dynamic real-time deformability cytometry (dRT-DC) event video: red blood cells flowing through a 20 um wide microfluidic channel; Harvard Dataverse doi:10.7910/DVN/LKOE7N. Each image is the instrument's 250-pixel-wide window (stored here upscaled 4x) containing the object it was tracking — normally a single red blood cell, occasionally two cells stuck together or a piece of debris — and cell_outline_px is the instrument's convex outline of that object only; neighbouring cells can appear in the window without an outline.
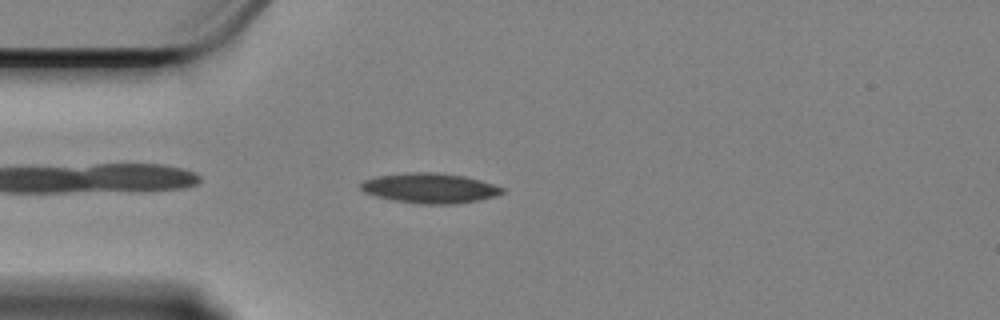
{"species": "Egyptian fruit bat (a non-hibernating species)", "species_latin": "Rousettus aegyptiacus", "temperature_condition": "cold", "stored_images_in_passage": 47, "camera_frame_rate_fps": 3000, "um_per_image_px": 0.085, "animal": {"sex": "female"}, "frame": {"image": 1, "passage_image": 3, "time_ms": 0.667, "image_size_px": [1000, 320], "cell_outline_px": [[504, 192], [496, 196], [480, 200], [452, 204], [420, 204], [392, 200], [376, 196], [364, 192], [360, 188], [360, 184], [364, 180], [376, 176], [412, 172], [432, 172], [464, 176], [480, 180], [504, 188]], "centroid_in_image_um": [36.53, 16.0], "position_along_channel_um": 48.5, "area_um2": 24.68}}
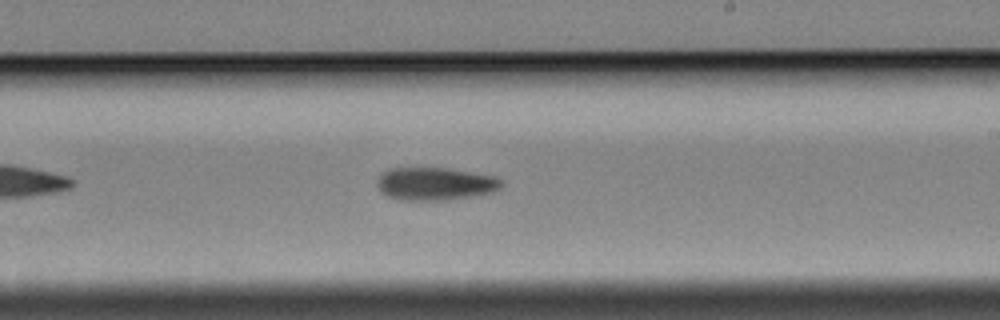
{"frame": {"image": 2, "passage_image": 22, "time_ms": 7.0, "image_size_px": [1000, 320], "cell_outline_px": [[504, 184], [500, 188], [492, 192], [472, 196], [448, 200], [400, 200], [388, 196], [380, 192], [376, 184], [380, 176], [388, 168], [448, 168], [496, 176], [504, 180]], "centroid_in_image_um": [37.01, 15.62], "position_along_channel_um": 252.0, "area_um2": 23.99}}
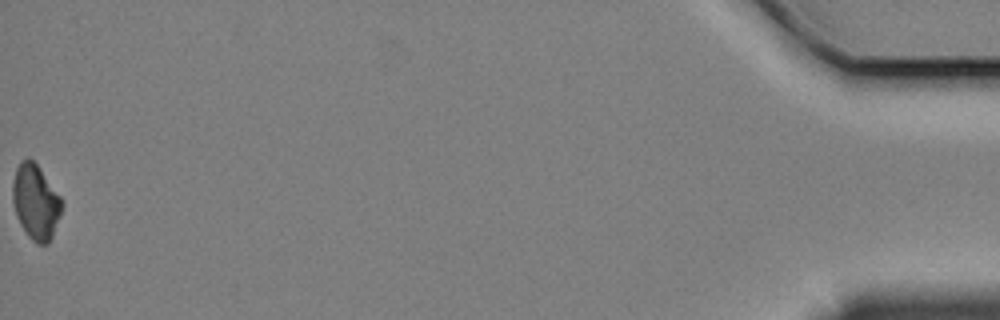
{"frame": {"image": 3, "passage_image": 47, "time_ms": 15.333, "image_size_px": [1000, 320], "cell_outline_px": [[64, 204], [60, 216], [52, 236], [48, 244], [36, 244], [28, 236], [20, 224], [16, 216], [12, 200], [12, 184], [16, 168], [20, 160], [28, 156], [36, 164], [60, 196]], "centroid_in_image_um": [3.02, 17.17], "position_along_channel_um": 432.2, "area_um2": 21.56}, "authors_computed_cell_mechanics": {"area_um2": 23.5246, "velocity_mm_per_s": 3.3621, "shape_relaxation_time_tau1_ms": 4.9871, "shape_relaxation_time_tau2_ms": null, "deformation_change_tau1": 0.1131, "deformation_change_tau2": null}}